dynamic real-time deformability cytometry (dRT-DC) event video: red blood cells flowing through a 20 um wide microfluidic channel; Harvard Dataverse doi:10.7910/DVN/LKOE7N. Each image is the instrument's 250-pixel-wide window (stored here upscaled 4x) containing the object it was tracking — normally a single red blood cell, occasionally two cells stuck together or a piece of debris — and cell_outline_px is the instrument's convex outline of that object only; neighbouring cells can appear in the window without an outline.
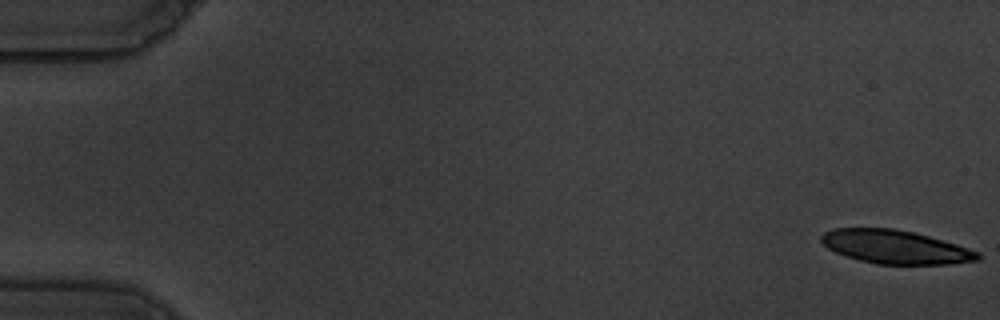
{"species": "common noctule bat (a hibernating species)", "species_latin": "Nyctalus noctula", "temperature_condition": "warm", "stored_images_in_passage": 59, "camera_frame_rate_fps": 3000, "um_per_image_px": 0.085, "animal": {"sex": "male", "body_mass_g": 19.5, "forearm_length_mm": 54.6}, "frame": {"image": 1, "passage_image": 1, "time_ms": 0.0, "image_size_px": [1000, 320], "cell_outline_px": [[980, 260], [948, 264], [876, 264], [860, 260], [836, 252], [828, 248], [820, 240], [820, 236], [824, 232], [832, 228], [892, 228], [912, 232], [928, 236], [956, 244], [980, 252]], "centroid_in_image_um": [76.1, 20.99], "position_along_channel_um": 8.9, "area_um2": 30.4}}
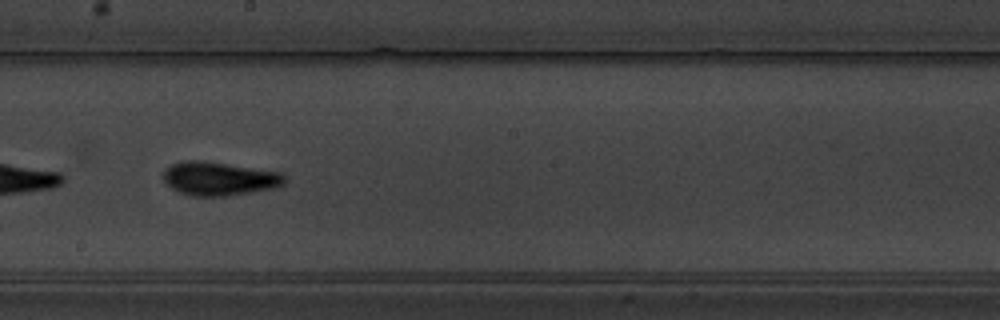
{"frame": {"image": 2, "passage_image": 34, "time_ms": 11.0, "image_size_px": [1000, 320], "cell_outline_px": [[288, 180], [284, 184], [272, 188], [228, 196], [192, 196], [180, 192], [172, 188], [164, 180], [164, 168], [172, 164], [184, 160], [200, 160], [284, 172]], "centroid_in_image_um": [18.67, 15.17], "position_along_channel_um": 229.5, "area_um2": 23.87}}
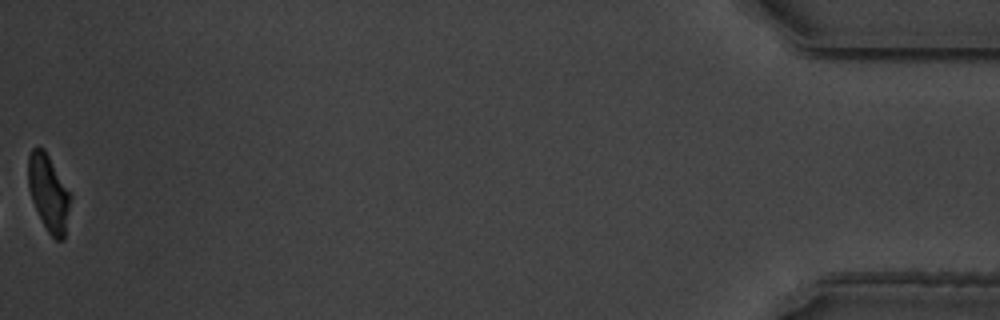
{"frame": {"image": 3, "passage_image": 59, "time_ms": 19.333, "image_size_px": [1000, 320], "cell_outline_px": [[72, 196], [64, 240], [56, 240], [48, 232], [32, 200], [28, 188], [28, 156], [32, 148], [44, 148], [72, 192]], "centroid_in_image_um": [4.16, 16.38], "position_along_channel_um": 431.0, "area_um2": 19.07}, "authors_computed_cell_mechanics": {"area_um2": 22.8888, "velocity_mm_per_s": 3.5124, "shape_relaxation_time_tau1_ms": 3.5532, "shape_relaxation_time_tau2_ms": 2.8291, "deformation_change_tau1": 0.1467, "deformation_change_tau2": 0.1017}}